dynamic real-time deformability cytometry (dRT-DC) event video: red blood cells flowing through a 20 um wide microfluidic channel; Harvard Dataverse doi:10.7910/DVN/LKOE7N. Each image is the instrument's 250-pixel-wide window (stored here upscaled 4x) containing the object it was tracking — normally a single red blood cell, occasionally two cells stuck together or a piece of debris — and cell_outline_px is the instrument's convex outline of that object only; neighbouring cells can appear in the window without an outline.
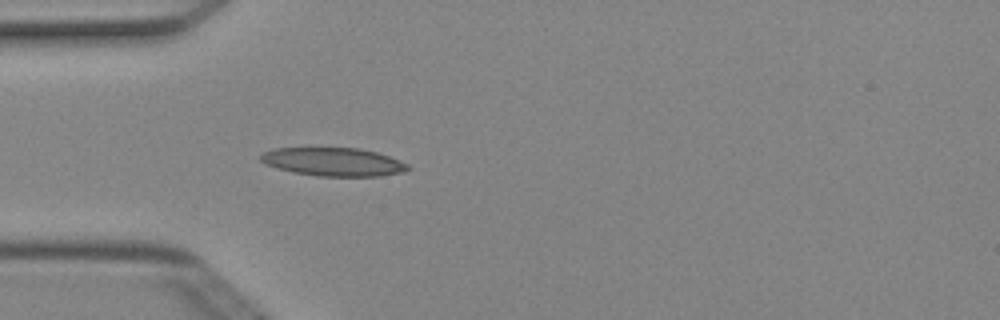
{"species": "Egyptian fruit bat (a non-hibernating species)", "species_latin": "Rousettus aegyptiacus", "temperature_condition": "cold", "stored_images_in_passage": 3, "camera_frame_rate_fps": 3000, "um_per_image_px": 0.085, "animal": {"sex": "female"}, "frame": {"image": 1, "passage_image": 3, "time_ms": 0.667, "image_size_px": [1000, 320], "cell_outline_px": [[412, 168], [404, 172], [380, 176], [320, 176], [292, 172], [276, 168], [264, 164], [260, 160], [260, 156], [264, 152], [272, 148], [356, 148], [376, 152], [388, 156], [408, 164]], "centroid_in_image_um": [28.32, 13.76], "position_along_channel_um": 56.7, "area_um2": 24.33}}